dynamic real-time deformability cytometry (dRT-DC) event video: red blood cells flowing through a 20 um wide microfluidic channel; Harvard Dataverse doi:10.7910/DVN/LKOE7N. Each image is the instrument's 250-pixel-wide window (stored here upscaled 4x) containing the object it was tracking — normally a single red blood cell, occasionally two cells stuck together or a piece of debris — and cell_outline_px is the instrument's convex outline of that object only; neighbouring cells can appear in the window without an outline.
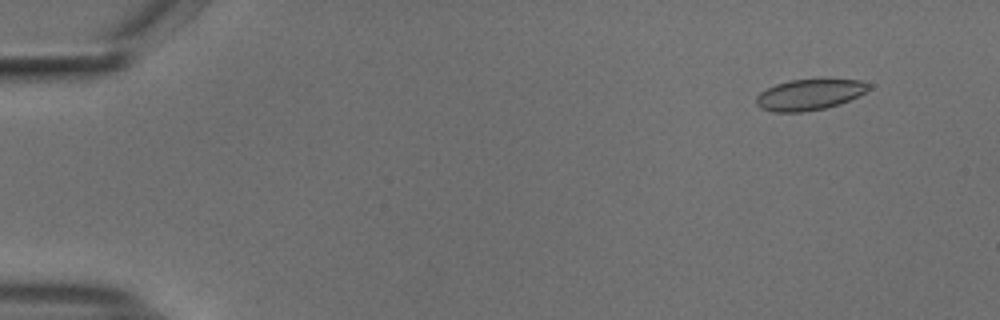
{"species": "common noctule bat (a hibernating species)", "species_latin": "Nyctalus noctula", "temperature_condition": "cold", "stored_images_in_passage": 55, "camera_frame_rate_fps": 3000, "um_per_image_px": 0.085, "animal": {"sex": "male", "body_mass_g": 18.8}, "frame": {"image": 1, "passage_image": 5, "time_ms": 1.333, "image_size_px": [1000, 320], "cell_outline_px": [[872, 88], [840, 104], [824, 108], [800, 112], [772, 112], [760, 108], [756, 104], [756, 96], [760, 92], [776, 84], [788, 80], [860, 80], [872, 84]], "centroid_in_image_um": [68.78, 8.05], "position_along_channel_um": 16.2, "area_um2": 20.06}}
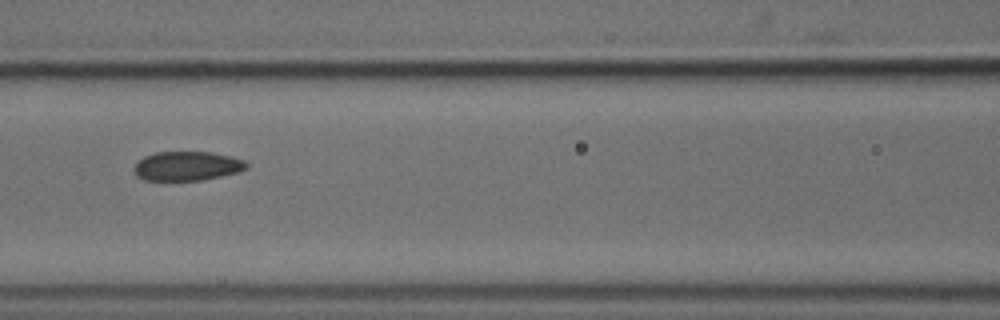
{"frame": {"image": 2, "passage_image": 25, "time_ms": 8.0, "image_size_px": [1000, 320], "cell_outline_px": [[248, 168], [236, 172], [220, 176], [200, 180], [144, 180], [136, 176], [132, 168], [144, 156], [156, 152], [212, 152], [232, 156], [244, 160], [248, 164]], "centroid_in_image_um": [15.89, 14.1], "position_along_channel_um": 150.7, "area_um2": 19.13}}
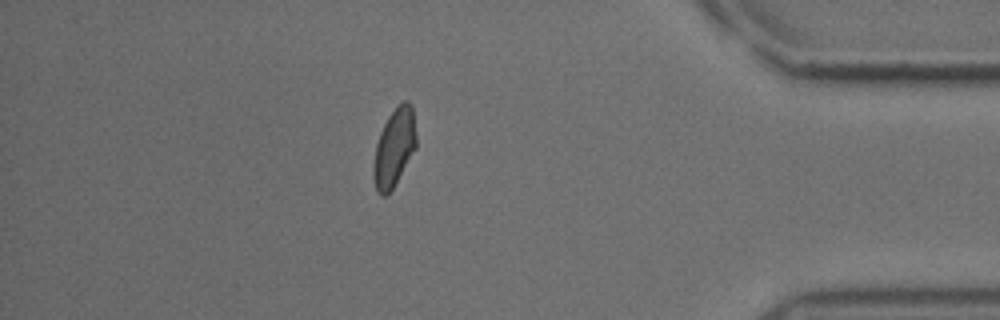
{"frame": {"image": 3, "passage_image": 48, "time_ms": 15.667, "image_size_px": [1000, 320], "cell_outline_px": [[416, 148], [392, 188], [384, 196], [380, 196], [376, 192], [372, 176], [372, 172], [376, 144], [380, 132], [388, 116], [404, 100], [408, 100], [412, 104], [416, 136]], "centroid_in_image_um": [33.49, 12.55], "position_along_channel_um": 401.7, "area_um2": 19.31}, "authors_computed_cell_mechanics": {"area_um2": 19.8832, "velocity_mm_per_s": 3.7122, "shape_relaxation_time_tau1_ms": 6.4856, "shape_relaxation_time_tau2_ms": 1.6258, "deformation_change_tau1": 0.1186, "deformation_change_tau2": 0.0488}}